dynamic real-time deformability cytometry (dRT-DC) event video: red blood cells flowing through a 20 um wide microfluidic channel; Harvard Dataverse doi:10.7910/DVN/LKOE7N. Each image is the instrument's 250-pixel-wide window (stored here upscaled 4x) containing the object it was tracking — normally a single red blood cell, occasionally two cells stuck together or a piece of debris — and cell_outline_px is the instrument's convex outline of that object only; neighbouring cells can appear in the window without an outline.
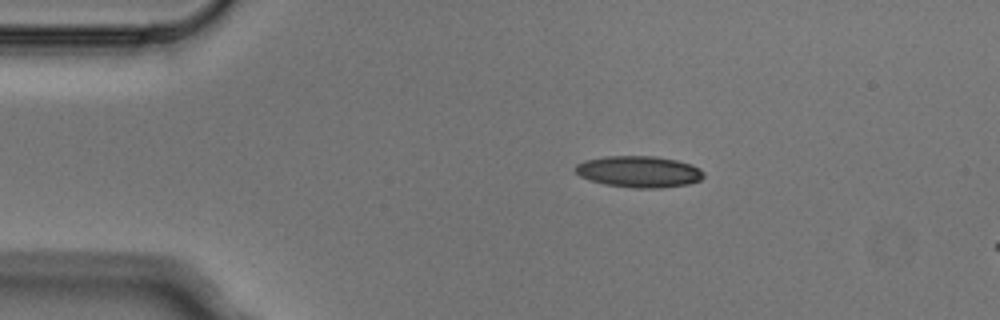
{"species": "Egyptian fruit bat (a non-hibernating species)", "species_latin": "Rousettus aegyptiacus", "temperature_condition": "cold", "stored_images_in_passage": 3, "camera_frame_rate_fps": 3000, "um_per_image_px": 0.085, "animal": {"sex": "male"}, "frame": {"image": 1, "passage_image": 1, "time_ms": 0.0, "image_size_px": [1000, 320], "cell_outline_px": [[704, 176], [700, 180], [688, 184], [660, 188], [636, 188], [604, 184], [588, 180], [580, 176], [576, 172], [576, 164], [584, 160], [604, 156], [656, 156], [676, 160], [692, 164], [700, 168], [704, 172]], "centroid_in_image_um": [54.32, 14.59], "position_along_channel_um": 30.7, "area_um2": 23.64}}